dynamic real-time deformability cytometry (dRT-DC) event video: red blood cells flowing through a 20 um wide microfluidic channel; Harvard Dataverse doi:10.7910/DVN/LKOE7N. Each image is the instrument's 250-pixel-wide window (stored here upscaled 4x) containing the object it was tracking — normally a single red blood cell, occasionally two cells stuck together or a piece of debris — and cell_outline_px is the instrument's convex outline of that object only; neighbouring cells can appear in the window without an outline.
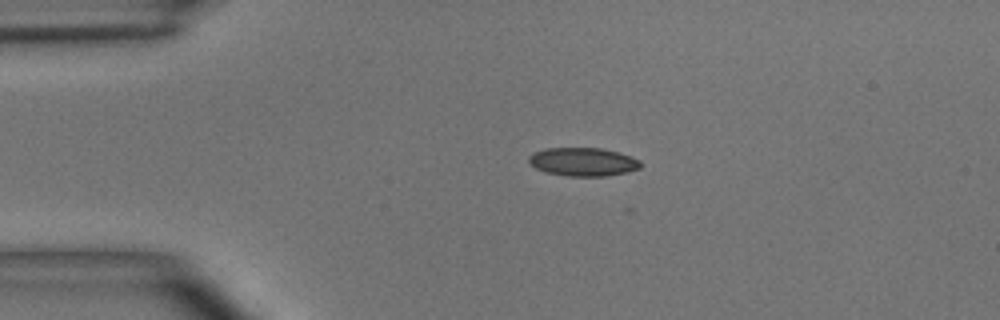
{"species": "common noctule bat (a hibernating species)", "species_latin": "Nyctalus noctula", "temperature_condition": "room temperature", "stored_images_in_passage": 4, "camera_frame_rate_fps": 3000, "um_per_image_px": 0.085, "animal": {"sex": "male", "body_mass_g": 15.6}, "frame": {"image": 1, "passage_image": 3, "time_ms": 2.333, "image_size_px": [1000, 320], "cell_outline_px": [[640, 168], [628, 172], [604, 176], [568, 176], [544, 172], [528, 164], [528, 156], [532, 152], [544, 148], [600, 148], [620, 152], [640, 160]], "centroid_in_image_um": [49.51, 13.75], "position_along_channel_um": 35.5, "area_um2": 18.73}}